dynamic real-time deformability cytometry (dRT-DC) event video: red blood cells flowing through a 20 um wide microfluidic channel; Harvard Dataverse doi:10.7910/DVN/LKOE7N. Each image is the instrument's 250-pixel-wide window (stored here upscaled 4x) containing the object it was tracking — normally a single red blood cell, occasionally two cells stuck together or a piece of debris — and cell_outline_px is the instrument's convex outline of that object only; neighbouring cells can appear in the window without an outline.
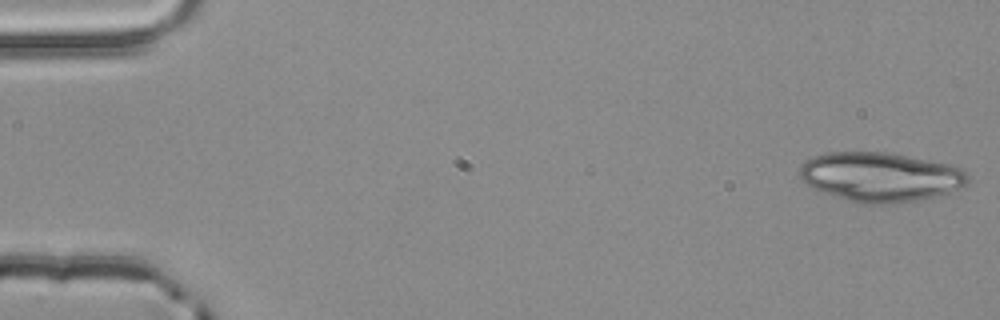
{"species": "common noctule bat (a hibernating species)", "species_latin": "Nyctalus noctula", "temperature_condition": "room temperature", "stored_images_in_passage": 3, "camera_frame_rate_fps": 3000, "um_per_image_px": 0.085, "animal": {"sex": "male", "body_mass_g": 20.4}, "frame": {"image": 1, "passage_image": 1, "time_ms": 0.0, "image_size_px": [1000, 320], "cell_outline_px": [[968, 180], [964, 184], [948, 192], [936, 196], [896, 204], [856, 204], [812, 188], [804, 184], [800, 180], [800, 168], [812, 156], [828, 152], [888, 152], [948, 164], [964, 168], [968, 172]], "centroid_in_image_um": [74.8, 15.05], "position_along_channel_um": 10.2, "area_um2": 48.55}}